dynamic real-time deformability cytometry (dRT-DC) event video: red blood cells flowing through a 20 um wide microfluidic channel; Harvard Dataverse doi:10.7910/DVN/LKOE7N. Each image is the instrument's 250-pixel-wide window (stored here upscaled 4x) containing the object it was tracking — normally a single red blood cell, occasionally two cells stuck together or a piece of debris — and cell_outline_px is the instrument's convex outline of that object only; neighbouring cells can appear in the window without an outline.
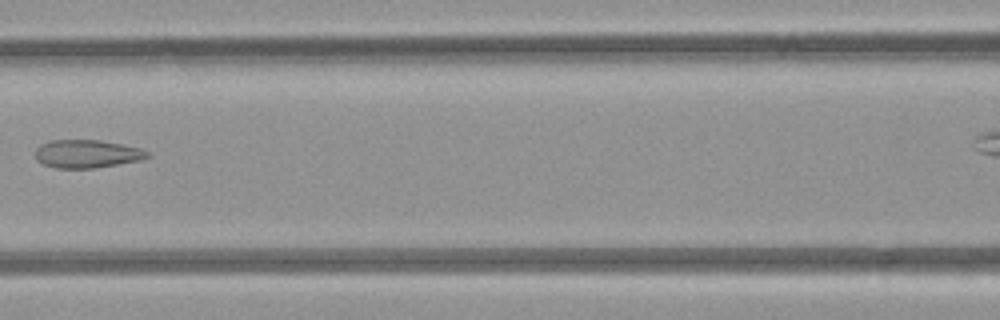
{"species": "common noctule bat (a hibernating species)", "species_latin": "Nyctalus noctula", "temperature_condition": "room temperature", "stored_images_in_passage": 5, "segment_of_instrument_passage": [1, 2], "camera_frame_rate_fps": 3000, "um_per_image_px": 0.085, "animal": {"sex": "female", "body_mass_g": 21.9}, "frame": {"image": 1, "passage_image": 3, "time_ms": 2.333, "image_size_px": [1000, 320], "cell_outline_px": [[152, 156], [140, 160], [92, 168], [56, 168], [44, 164], [36, 160], [36, 148], [40, 144], [48, 140], [100, 140], [140, 148], [148, 152]], "centroid_in_image_um": [7.37, 13.07], "position_along_channel_um": 159.2, "area_um2": 18.26}}
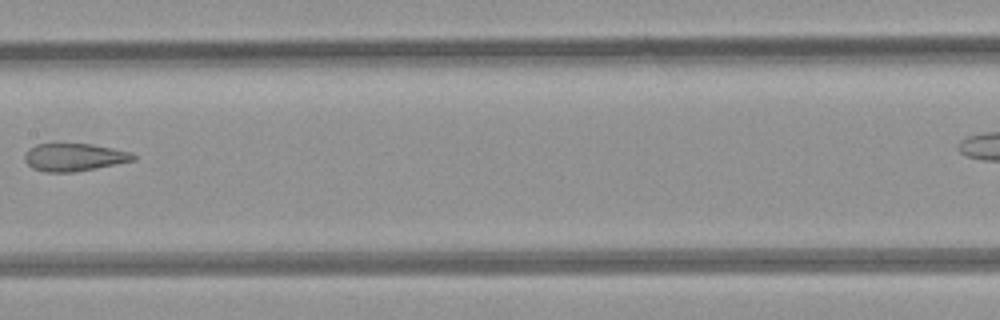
{"frame": {"image": 2, "passage_image": 4, "time_ms": 3.333, "image_size_px": [1000, 320], "cell_outline_px": [[136, 160], [96, 168], [72, 172], [44, 172], [32, 168], [24, 160], [24, 156], [28, 148], [36, 144], [92, 144], [132, 152], [136, 156]], "centroid_in_image_um": [6.3, 13.36], "position_along_channel_um": 201.1, "area_um2": 17.57}}